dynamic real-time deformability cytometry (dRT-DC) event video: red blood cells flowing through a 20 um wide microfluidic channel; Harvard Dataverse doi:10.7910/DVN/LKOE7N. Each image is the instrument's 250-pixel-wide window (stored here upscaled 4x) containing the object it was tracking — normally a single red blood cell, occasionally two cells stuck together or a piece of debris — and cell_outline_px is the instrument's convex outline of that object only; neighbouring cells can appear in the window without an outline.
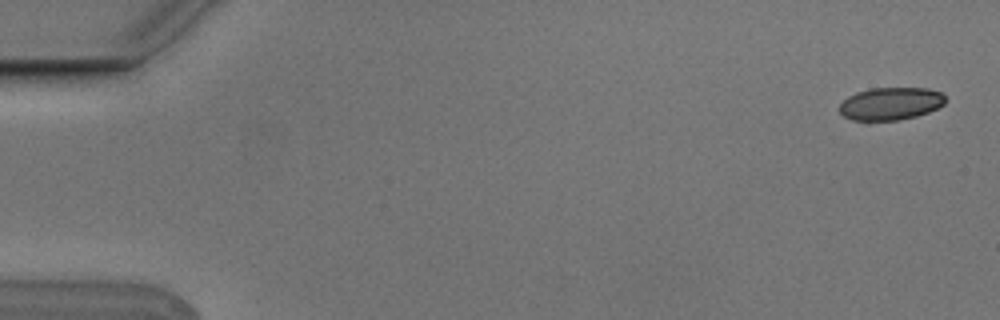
{"species": "Egyptian fruit bat (a non-hibernating species)", "species_latin": "Rousettus aegyptiacus", "temperature_condition": "cold", "stored_images_in_passage": 4, "camera_frame_rate_fps": 3000, "um_per_image_px": 0.085, "animal": {"sex": "male"}, "frame": {"image": 1, "passage_image": 1, "time_ms": 0.0, "image_size_px": [1000, 320], "cell_outline_px": [[944, 104], [928, 112], [916, 116], [896, 120], [852, 120], [844, 116], [840, 112], [840, 104], [848, 96], [856, 92], [872, 88], [928, 88], [940, 92], [944, 96]], "centroid_in_image_um": [75.69, 8.8], "position_along_channel_um": 9.3, "area_um2": 19.94}}